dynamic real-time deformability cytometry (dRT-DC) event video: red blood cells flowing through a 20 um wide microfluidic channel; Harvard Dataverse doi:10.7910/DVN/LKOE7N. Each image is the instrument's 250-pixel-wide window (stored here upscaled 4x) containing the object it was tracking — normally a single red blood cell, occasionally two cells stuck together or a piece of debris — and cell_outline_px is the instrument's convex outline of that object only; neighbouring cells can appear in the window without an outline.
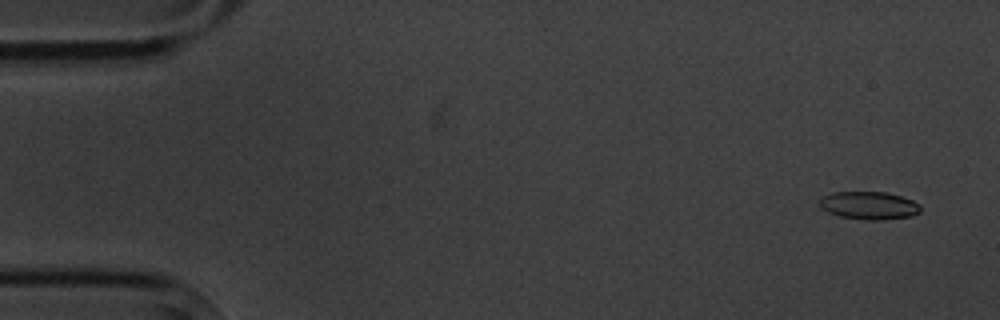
{"species": "common noctule bat (a hibernating species)", "species_latin": "Nyctalus noctula", "temperature_condition": "cold", "stored_images_in_passage": 6, "camera_frame_rate_fps": 3000, "um_per_image_px": 0.085, "animal": {"sex": "male", "body_mass_g": 20.1, "forearm_length_mm": 53.5}, "frame": {"image": 1, "passage_image": 1, "time_ms": 0.0, "image_size_px": [1000, 320], "cell_outline_px": [[920, 212], [912, 216], [884, 220], [864, 220], [840, 216], [828, 212], [820, 208], [820, 200], [824, 196], [832, 192], [884, 192], [900, 196], [912, 200], [920, 204]], "centroid_in_image_um": [73.88, 17.47], "position_along_channel_um": 11.1, "area_um2": 16.42}}
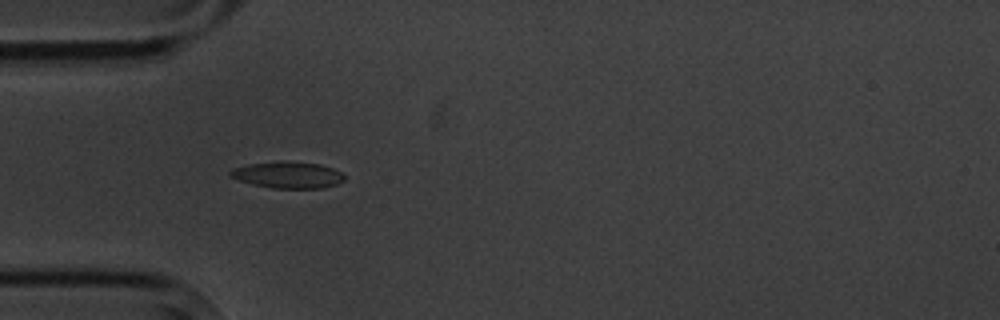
{"frame": {"image": 2, "passage_image": 5, "time_ms": 4.667, "image_size_px": [1000, 320], "cell_outline_px": [[344, 180], [336, 184], [320, 188], [272, 188], [252, 184], [240, 180], [232, 176], [228, 172], [232, 168], [248, 164], [284, 160], [288, 160], [320, 164], [332, 168], [340, 172], [344, 176]], "centroid_in_image_um": [24.46, 14.85], "position_along_channel_um": 60.5, "area_um2": 17.63}}
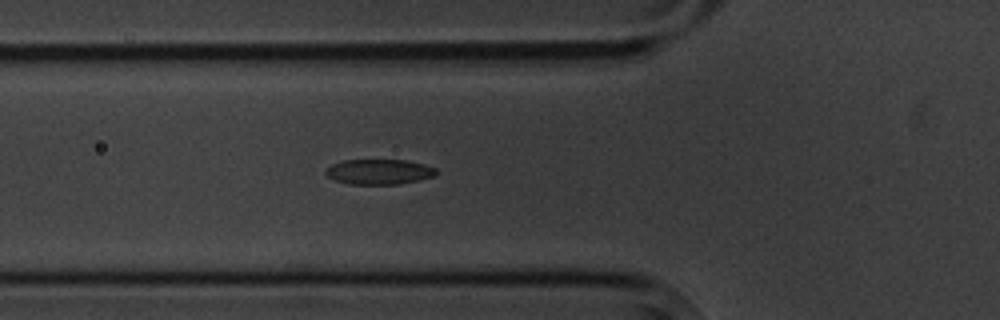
{"frame": {"image": 3, "passage_image": 6, "time_ms": 5.667, "image_size_px": [1000, 320], "cell_outline_px": [[436, 176], [420, 180], [400, 184], [348, 184], [336, 180], [328, 176], [324, 172], [332, 164], [344, 160], [404, 160], [424, 164], [436, 168]], "centroid_in_image_um": [32.25, 14.6], "position_along_channel_um": 93.5, "area_um2": 16.18}}